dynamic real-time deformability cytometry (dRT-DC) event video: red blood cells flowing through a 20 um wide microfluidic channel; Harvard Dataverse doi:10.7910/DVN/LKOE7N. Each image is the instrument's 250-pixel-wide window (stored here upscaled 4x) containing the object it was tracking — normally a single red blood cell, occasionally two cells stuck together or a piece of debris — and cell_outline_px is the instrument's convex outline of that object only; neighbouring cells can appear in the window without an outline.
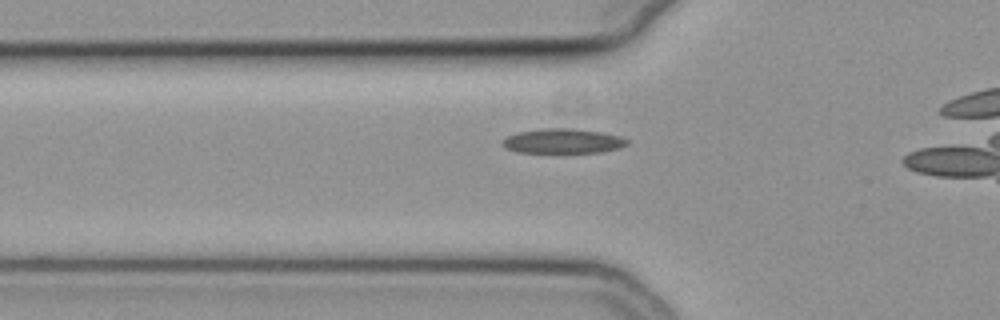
{"species": "common noctule bat (a hibernating species)", "species_latin": "Nyctalus noctula", "temperature_condition": "cold", "stored_images_in_passage": 14, "camera_frame_rate_fps": 3000, "um_per_image_px": 0.085, "animal": {"sex": "female", "body_mass_g": 19.3, "forearm_length_mm": 54.1}, "frame": {"image": 1, "passage_image": 7, "time_ms": 2.0, "image_size_px": [1000, 320], "cell_outline_px": [[628, 144], [620, 148], [600, 152], [516, 152], [504, 148], [500, 144], [500, 140], [516, 132], [540, 128], [572, 128], [600, 132], [620, 136], [628, 140]], "centroid_in_image_um": [47.78, 11.98], "position_along_channel_um": 78.0, "area_um2": 18.09}}
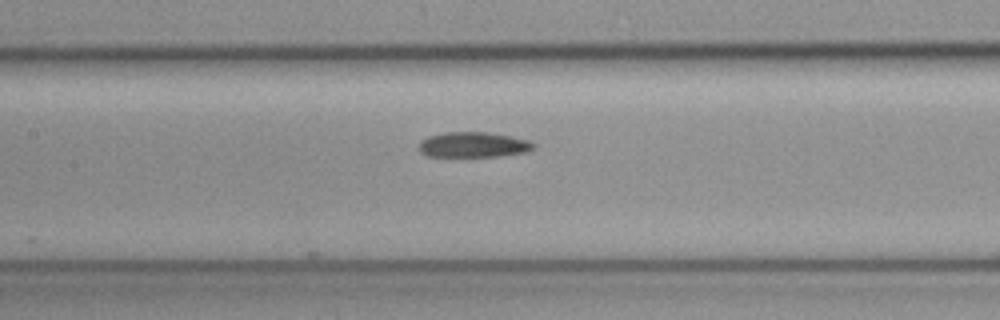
{"frame": {"image": 2, "passage_image": 14, "time_ms": 4.333, "image_size_px": [1000, 320], "cell_outline_px": [[536, 148], [528, 152], [496, 156], [428, 156], [420, 152], [420, 140], [428, 136], [444, 132], [488, 132], [528, 140], [536, 144]], "centroid_in_image_um": [40.25, 12.3], "position_along_channel_um": 167.1, "area_um2": 16.88}}